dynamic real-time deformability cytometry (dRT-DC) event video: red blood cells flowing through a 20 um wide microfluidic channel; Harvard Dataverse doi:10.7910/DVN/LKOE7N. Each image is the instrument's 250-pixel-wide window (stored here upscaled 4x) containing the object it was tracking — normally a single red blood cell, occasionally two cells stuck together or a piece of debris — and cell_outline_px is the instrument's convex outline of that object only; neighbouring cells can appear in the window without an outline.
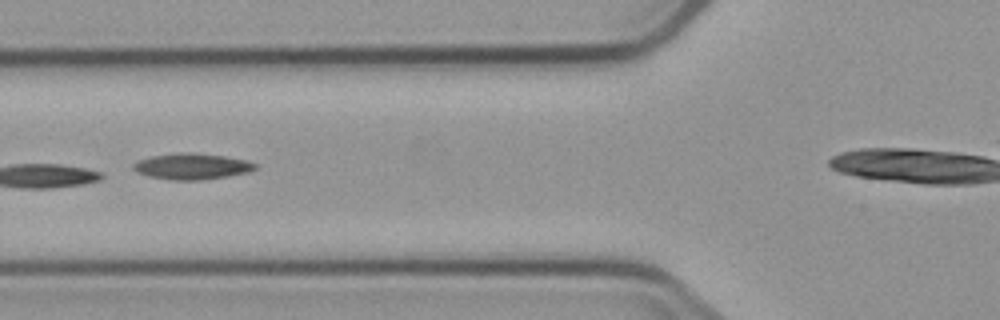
{"species": "common noctule bat (a hibernating species)", "species_latin": "Nyctalus noctula", "temperature_condition": "cold", "stored_images_in_passage": 8, "camera_frame_rate_fps": 3000, "um_per_image_px": 0.085, "animal": {"sex": "male", "body_mass_g": 23.1, "forearm_length_mm": 52.7}, "frame": {"image": 1, "passage_image": 6, "time_ms": 6.667, "image_size_px": [1000, 320], "cell_outline_px": [[256, 168], [248, 172], [228, 176], [200, 180], [172, 180], [148, 176], [132, 168], [132, 164], [140, 160], [152, 156], [180, 152], [192, 152], [224, 156], [248, 160], [256, 164]], "centroid_in_image_um": [16.33, 14.13], "position_along_channel_um": 109.5, "area_um2": 18.38}}
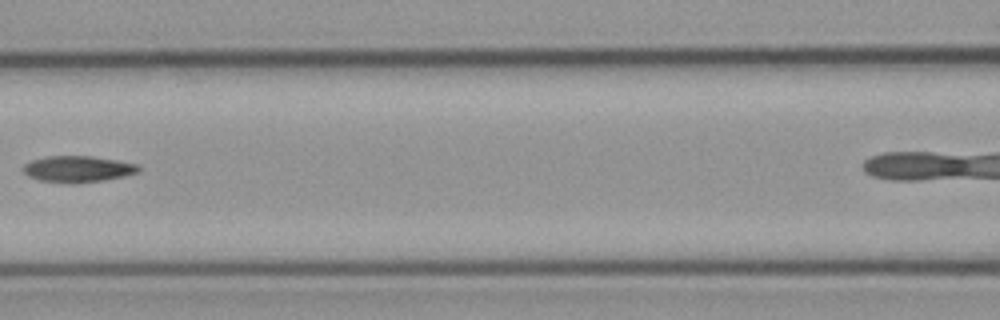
{"frame": {"image": 2, "passage_image": 7, "time_ms": 8.0, "image_size_px": [1000, 320], "cell_outline_px": [[140, 172], [124, 176], [104, 180], [40, 180], [28, 176], [24, 172], [24, 164], [32, 160], [48, 156], [92, 156], [116, 160], [136, 164], [140, 168]], "centroid_in_image_um": [6.65, 14.31], "position_along_channel_um": 159.9, "area_um2": 16.7}}
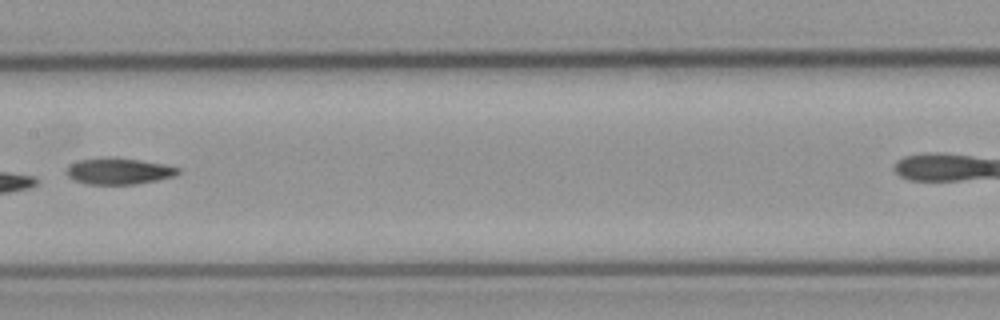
{"frame": {"image": 3, "passage_image": 8, "time_ms": 9.0, "image_size_px": [1000, 320], "cell_outline_px": [[180, 172], [176, 176], [136, 184], [88, 184], [76, 180], [68, 176], [64, 172], [72, 164], [80, 160], [112, 156], [116, 156], [164, 164], [180, 168]], "centroid_in_image_um": [10.13, 14.53], "position_along_channel_um": 197.3, "area_um2": 17.17}}